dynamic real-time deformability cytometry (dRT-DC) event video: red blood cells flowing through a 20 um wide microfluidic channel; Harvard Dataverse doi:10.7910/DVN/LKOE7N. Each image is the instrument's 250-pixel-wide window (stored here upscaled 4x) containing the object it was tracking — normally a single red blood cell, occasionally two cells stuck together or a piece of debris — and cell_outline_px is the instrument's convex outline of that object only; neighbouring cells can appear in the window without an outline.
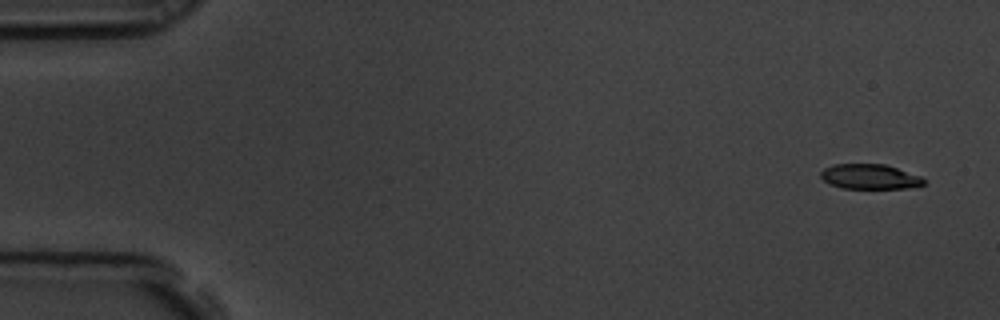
{"species": "common noctule bat (a hibernating species)", "species_latin": "Nyctalus noctula", "temperature_condition": "room temperature", "stored_images_in_passage": 6, "camera_frame_rate_fps": 3000, "um_per_image_px": 0.085, "animal": {"sex": "male", "body_mass_g": 19.5, "forearm_length_mm": 54.6}, "frame": {"image": 1, "passage_image": 1, "time_ms": 0.0, "image_size_px": [1000, 320], "cell_outline_px": [[924, 184], [908, 188], [840, 188], [828, 184], [820, 176], [820, 172], [824, 168], [832, 164], [884, 164], [920, 176], [924, 180]], "centroid_in_image_um": [73.87, 15.01], "position_along_channel_um": 11.1, "area_um2": 14.91}}
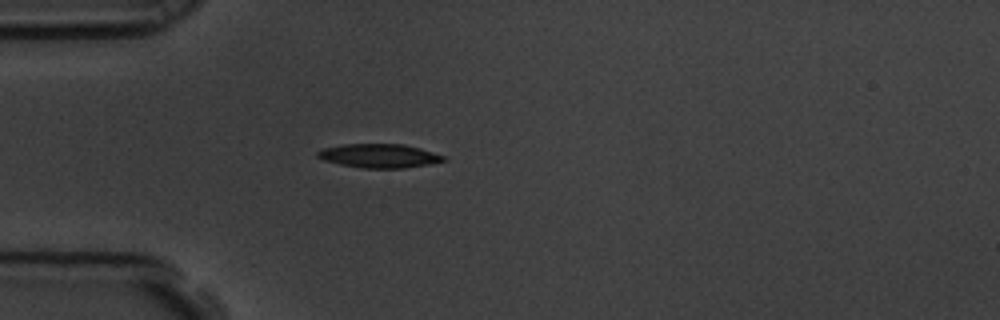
{"frame": {"image": 2, "passage_image": 5, "time_ms": 1.333, "image_size_px": [1000, 320], "cell_outline_px": [[448, 160], [428, 164], [404, 168], [364, 168], [340, 164], [324, 160], [316, 156], [316, 152], [324, 148], [344, 144], [404, 144], [420, 148], [444, 156]], "centroid_in_image_um": [32.23, 13.24], "position_along_channel_um": 52.8, "area_um2": 17.4}}